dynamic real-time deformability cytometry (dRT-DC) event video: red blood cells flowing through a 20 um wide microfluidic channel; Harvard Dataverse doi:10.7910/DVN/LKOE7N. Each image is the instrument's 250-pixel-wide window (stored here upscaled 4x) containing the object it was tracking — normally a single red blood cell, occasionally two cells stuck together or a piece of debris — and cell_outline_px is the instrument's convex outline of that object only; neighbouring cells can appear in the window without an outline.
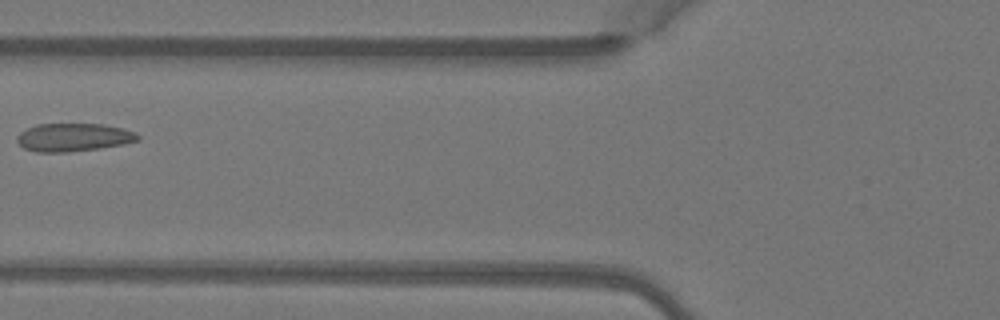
{"species": "Egyptian fruit bat (a non-hibernating species)", "species_latin": "Rousettus aegyptiacus", "temperature_condition": "warm", "stored_images_in_passage": 4, "camera_frame_rate_fps": 3000, "um_per_image_px": 0.085, "animal": {"sex": "female"}, "frame": {"image": 1, "passage_image": 4, "time_ms": 1.0, "image_size_px": [1000, 320], "cell_outline_px": [[140, 140], [124, 144], [100, 148], [68, 152], [36, 152], [24, 148], [16, 140], [16, 136], [20, 132], [36, 124], [104, 124], [124, 128], [136, 132], [140, 136]], "centroid_in_image_um": [6.27, 11.67], "position_along_channel_um": 119.5, "area_um2": 19.94}}